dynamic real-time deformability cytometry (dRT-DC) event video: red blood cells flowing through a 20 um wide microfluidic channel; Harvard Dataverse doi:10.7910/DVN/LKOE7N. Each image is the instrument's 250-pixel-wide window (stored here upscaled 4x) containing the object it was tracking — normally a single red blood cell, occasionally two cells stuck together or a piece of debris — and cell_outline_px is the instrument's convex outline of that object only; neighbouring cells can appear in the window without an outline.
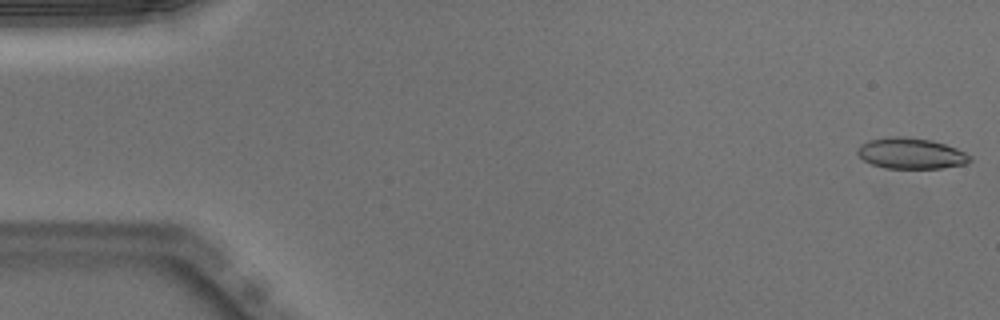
{"species": "Egyptian fruit bat (a non-hibernating species)", "species_latin": "Rousettus aegyptiacus", "temperature_condition": "warm", "stored_images_in_passage": 51, "camera_frame_rate_fps": 3000, "um_per_image_px": 0.085, "animal": {"sex": "male"}, "frame": {"image": 1, "passage_image": 1, "time_ms": 0.0, "image_size_px": [1000, 320], "cell_outline_px": [[972, 160], [968, 164], [940, 168], [884, 168], [872, 164], [864, 160], [856, 152], [860, 144], [868, 140], [892, 136], [900, 136], [932, 140], [956, 148], [972, 156]], "centroid_in_image_um": [77.44, 13.04], "position_along_channel_um": 7.6, "area_um2": 20.29}}
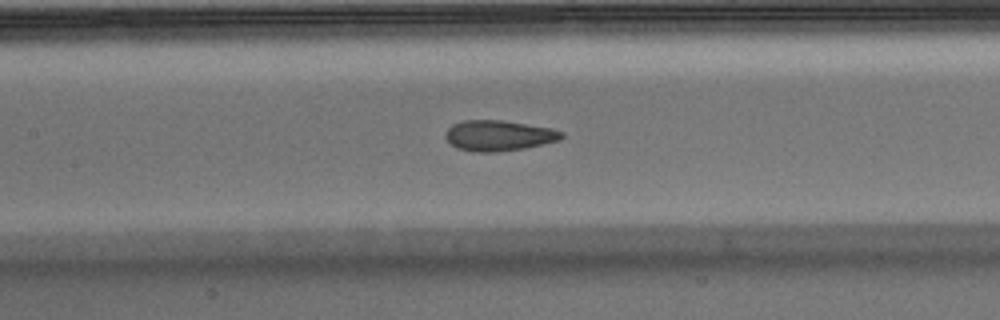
{"frame": {"image": 2, "passage_image": 23, "time_ms": 7.333, "image_size_px": [1000, 320], "cell_outline_px": [[564, 136], [560, 140], [544, 144], [524, 148], [496, 152], [472, 152], [456, 148], [444, 136], [444, 132], [452, 124], [464, 120], [504, 120], [552, 128], [564, 132]], "centroid_in_image_um": [42.39, 11.52], "position_along_channel_um": 165.0, "area_um2": 20.92}}
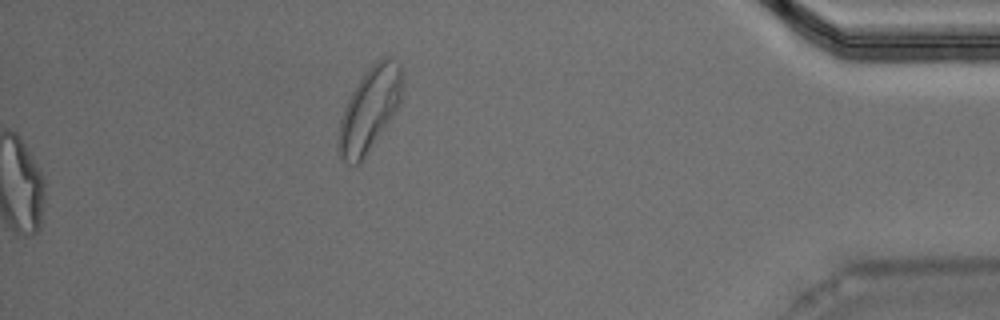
{"frame": {"image": 3, "passage_image": 51, "time_ms": 16.667, "image_size_px": [1000, 320], "cell_outline_px": [[404, 72], [400, 104], [360, 164], [348, 164], [340, 156], [336, 144], [336, 140], [340, 120], [344, 108], [352, 92], [368, 68], [380, 56], [392, 56], [404, 68]], "centroid_in_image_um": [31.43, 9.25], "position_along_channel_um": 403.8, "area_um2": 31.39}, "authors_computed_cell_mechanics": {"area_um2": 21.0392, "velocity_mm_per_s": 4.0011, "shape_relaxation_time_tau1_ms": null, "shape_relaxation_time_tau2_ms": 1.3972, "deformation_change_tau1": null, "deformation_change_tau2": 0.076}}